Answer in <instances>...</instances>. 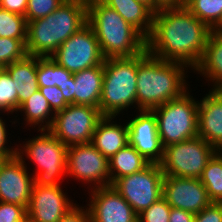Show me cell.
I'll return each mask as SVG.
<instances>
[{
	"instance_id": "1",
	"label": "cell",
	"mask_w": 222,
	"mask_h": 222,
	"mask_svg": "<svg viewBox=\"0 0 222 222\" xmlns=\"http://www.w3.org/2000/svg\"><path fill=\"white\" fill-rule=\"evenodd\" d=\"M211 29L185 6L154 13L146 50L156 58L180 62L193 70L201 61Z\"/></svg>"
},
{
	"instance_id": "2",
	"label": "cell",
	"mask_w": 222,
	"mask_h": 222,
	"mask_svg": "<svg viewBox=\"0 0 222 222\" xmlns=\"http://www.w3.org/2000/svg\"><path fill=\"white\" fill-rule=\"evenodd\" d=\"M188 68L183 63L165 61L148 53L138 63L134 108L152 110L181 97L189 88L185 79L188 77L186 75Z\"/></svg>"
},
{
	"instance_id": "3",
	"label": "cell",
	"mask_w": 222,
	"mask_h": 222,
	"mask_svg": "<svg viewBox=\"0 0 222 222\" xmlns=\"http://www.w3.org/2000/svg\"><path fill=\"white\" fill-rule=\"evenodd\" d=\"M87 23V2L66 0L44 18L27 22L26 51L30 56L51 55Z\"/></svg>"
},
{
	"instance_id": "4",
	"label": "cell",
	"mask_w": 222,
	"mask_h": 222,
	"mask_svg": "<svg viewBox=\"0 0 222 222\" xmlns=\"http://www.w3.org/2000/svg\"><path fill=\"white\" fill-rule=\"evenodd\" d=\"M87 23L105 59L133 57L146 50V38L101 0L87 3Z\"/></svg>"
},
{
	"instance_id": "5",
	"label": "cell",
	"mask_w": 222,
	"mask_h": 222,
	"mask_svg": "<svg viewBox=\"0 0 222 222\" xmlns=\"http://www.w3.org/2000/svg\"><path fill=\"white\" fill-rule=\"evenodd\" d=\"M148 51L133 56L104 60V77L99 110L103 116H118L136 104L137 67Z\"/></svg>"
},
{
	"instance_id": "6",
	"label": "cell",
	"mask_w": 222,
	"mask_h": 222,
	"mask_svg": "<svg viewBox=\"0 0 222 222\" xmlns=\"http://www.w3.org/2000/svg\"><path fill=\"white\" fill-rule=\"evenodd\" d=\"M33 136L17 146V156H26L36 167L33 173L34 185L58 186L67 174V146L53 136L48 130H39ZM20 147V148H19Z\"/></svg>"
},
{
	"instance_id": "7",
	"label": "cell",
	"mask_w": 222,
	"mask_h": 222,
	"mask_svg": "<svg viewBox=\"0 0 222 222\" xmlns=\"http://www.w3.org/2000/svg\"><path fill=\"white\" fill-rule=\"evenodd\" d=\"M198 103L188 90L152 109L163 147L198 136Z\"/></svg>"
},
{
	"instance_id": "8",
	"label": "cell",
	"mask_w": 222,
	"mask_h": 222,
	"mask_svg": "<svg viewBox=\"0 0 222 222\" xmlns=\"http://www.w3.org/2000/svg\"><path fill=\"white\" fill-rule=\"evenodd\" d=\"M216 151L202 137L196 136L164 147L160 166L164 176L200 178Z\"/></svg>"
},
{
	"instance_id": "9",
	"label": "cell",
	"mask_w": 222,
	"mask_h": 222,
	"mask_svg": "<svg viewBox=\"0 0 222 222\" xmlns=\"http://www.w3.org/2000/svg\"><path fill=\"white\" fill-rule=\"evenodd\" d=\"M102 117L98 107L69 104L55 113L48 131L67 147L89 143Z\"/></svg>"
},
{
	"instance_id": "10",
	"label": "cell",
	"mask_w": 222,
	"mask_h": 222,
	"mask_svg": "<svg viewBox=\"0 0 222 222\" xmlns=\"http://www.w3.org/2000/svg\"><path fill=\"white\" fill-rule=\"evenodd\" d=\"M163 178L160 164L150 163L141 171L118 178L112 186L140 214L163 197Z\"/></svg>"
},
{
	"instance_id": "11",
	"label": "cell",
	"mask_w": 222,
	"mask_h": 222,
	"mask_svg": "<svg viewBox=\"0 0 222 222\" xmlns=\"http://www.w3.org/2000/svg\"><path fill=\"white\" fill-rule=\"evenodd\" d=\"M50 58L73 74L99 66L105 60L95 32L88 23L64 41Z\"/></svg>"
},
{
	"instance_id": "12",
	"label": "cell",
	"mask_w": 222,
	"mask_h": 222,
	"mask_svg": "<svg viewBox=\"0 0 222 222\" xmlns=\"http://www.w3.org/2000/svg\"><path fill=\"white\" fill-rule=\"evenodd\" d=\"M68 175L89 184L91 189L110 185L109 160L91 142L70 146L67 148Z\"/></svg>"
},
{
	"instance_id": "13",
	"label": "cell",
	"mask_w": 222,
	"mask_h": 222,
	"mask_svg": "<svg viewBox=\"0 0 222 222\" xmlns=\"http://www.w3.org/2000/svg\"><path fill=\"white\" fill-rule=\"evenodd\" d=\"M138 112L127 122L129 144L150 163L160 164L164 147L158 134L156 116L152 110Z\"/></svg>"
},
{
	"instance_id": "14",
	"label": "cell",
	"mask_w": 222,
	"mask_h": 222,
	"mask_svg": "<svg viewBox=\"0 0 222 222\" xmlns=\"http://www.w3.org/2000/svg\"><path fill=\"white\" fill-rule=\"evenodd\" d=\"M89 190L91 222H138V214L112 185Z\"/></svg>"
},
{
	"instance_id": "15",
	"label": "cell",
	"mask_w": 222,
	"mask_h": 222,
	"mask_svg": "<svg viewBox=\"0 0 222 222\" xmlns=\"http://www.w3.org/2000/svg\"><path fill=\"white\" fill-rule=\"evenodd\" d=\"M33 185V175L27 170L24 156L10 157L2 165L0 169L1 202L15 203L27 209Z\"/></svg>"
},
{
	"instance_id": "16",
	"label": "cell",
	"mask_w": 222,
	"mask_h": 222,
	"mask_svg": "<svg viewBox=\"0 0 222 222\" xmlns=\"http://www.w3.org/2000/svg\"><path fill=\"white\" fill-rule=\"evenodd\" d=\"M163 198L171 207L194 214L212 203L199 178L164 176Z\"/></svg>"
},
{
	"instance_id": "17",
	"label": "cell",
	"mask_w": 222,
	"mask_h": 222,
	"mask_svg": "<svg viewBox=\"0 0 222 222\" xmlns=\"http://www.w3.org/2000/svg\"><path fill=\"white\" fill-rule=\"evenodd\" d=\"M70 200L61 185H33L27 216L35 222H59L77 205Z\"/></svg>"
},
{
	"instance_id": "18",
	"label": "cell",
	"mask_w": 222,
	"mask_h": 222,
	"mask_svg": "<svg viewBox=\"0 0 222 222\" xmlns=\"http://www.w3.org/2000/svg\"><path fill=\"white\" fill-rule=\"evenodd\" d=\"M198 136L222 151V90H209L198 103Z\"/></svg>"
},
{
	"instance_id": "19",
	"label": "cell",
	"mask_w": 222,
	"mask_h": 222,
	"mask_svg": "<svg viewBox=\"0 0 222 222\" xmlns=\"http://www.w3.org/2000/svg\"><path fill=\"white\" fill-rule=\"evenodd\" d=\"M114 118L115 116H103L97 123L91 141L93 146L108 160L129 144L127 122L125 125H119Z\"/></svg>"
},
{
	"instance_id": "20",
	"label": "cell",
	"mask_w": 222,
	"mask_h": 222,
	"mask_svg": "<svg viewBox=\"0 0 222 222\" xmlns=\"http://www.w3.org/2000/svg\"><path fill=\"white\" fill-rule=\"evenodd\" d=\"M73 77V104L99 108L104 77L103 64L76 72Z\"/></svg>"
},
{
	"instance_id": "21",
	"label": "cell",
	"mask_w": 222,
	"mask_h": 222,
	"mask_svg": "<svg viewBox=\"0 0 222 222\" xmlns=\"http://www.w3.org/2000/svg\"><path fill=\"white\" fill-rule=\"evenodd\" d=\"M17 90V112L19 107L39 90L37 79V56L27 55L4 67Z\"/></svg>"
},
{
	"instance_id": "22",
	"label": "cell",
	"mask_w": 222,
	"mask_h": 222,
	"mask_svg": "<svg viewBox=\"0 0 222 222\" xmlns=\"http://www.w3.org/2000/svg\"><path fill=\"white\" fill-rule=\"evenodd\" d=\"M193 72L212 81L210 90H222V32L211 31L201 61Z\"/></svg>"
},
{
	"instance_id": "23",
	"label": "cell",
	"mask_w": 222,
	"mask_h": 222,
	"mask_svg": "<svg viewBox=\"0 0 222 222\" xmlns=\"http://www.w3.org/2000/svg\"><path fill=\"white\" fill-rule=\"evenodd\" d=\"M118 14L145 38L152 31L154 12L138 0H101Z\"/></svg>"
},
{
	"instance_id": "24",
	"label": "cell",
	"mask_w": 222,
	"mask_h": 222,
	"mask_svg": "<svg viewBox=\"0 0 222 222\" xmlns=\"http://www.w3.org/2000/svg\"><path fill=\"white\" fill-rule=\"evenodd\" d=\"M149 164L132 145L127 144L109 160L110 185L120 177L143 170Z\"/></svg>"
},
{
	"instance_id": "25",
	"label": "cell",
	"mask_w": 222,
	"mask_h": 222,
	"mask_svg": "<svg viewBox=\"0 0 222 222\" xmlns=\"http://www.w3.org/2000/svg\"><path fill=\"white\" fill-rule=\"evenodd\" d=\"M23 111L25 123L39 130H48L53 122L55 113L46 98L38 90L27 99L18 109ZM54 114V115H53ZM50 116V117H49Z\"/></svg>"
},
{
	"instance_id": "26",
	"label": "cell",
	"mask_w": 222,
	"mask_h": 222,
	"mask_svg": "<svg viewBox=\"0 0 222 222\" xmlns=\"http://www.w3.org/2000/svg\"><path fill=\"white\" fill-rule=\"evenodd\" d=\"M212 202L222 203V151H216L209 159L199 178Z\"/></svg>"
},
{
	"instance_id": "27",
	"label": "cell",
	"mask_w": 222,
	"mask_h": 222,
	"mask_svg": "<svg viewBox=\"0 0 222 222\" xmlns=\"http://www.w3.org/2000/svg\"><path fill=\"white\" fill-rule=\"evenodd\" d=\"M73 76L64 67L58 65L50 57L37 56L38 87H61Z\"/></svg>"
},
{
	"instance_id": "28",
	"label": "cell",
	"mask_w": 222,
	"mask_h": 222,
	"mask_svg": "<svg viewBox=\"0 0 222 222\" xmlns=\"http://www.w3.org/2000/svg\"><path fill=\"white\" fill-rule=\"evenodd\" d=\"M184 6L211 30L220 22L222 0H185Z\"/></svg>"
},
{
	"instance_id": "29",
	"label": "cell",
	"mask_w": 222,
	"mask_h": 222,
	"mask_svg": "<svg viewBox=\"0 0 222 222\" xmlns=\"http://www.w3.org/2000/svg\"><path fill=\"white\" fill-rule=\"evenodd\" d=\"M0 37L27 39L26 18L0 8Z\"/></svg>"
},
{
	"instance_id": "30",
	"label": "cell",
	"mask_w": 222,
	"mask_h": 222,
	"mask_svg": "<svg viewBox=\"0 0 222 222\" xmlns=\"http://www.w3.org/2000/svg\"><path fill=\"white\" fill-rule=\"evenodd\" d=\"M26 40L0 37V65L5 67L24 59L28 55Z\"/></svg>"
},
{
	"instance_id": "31",
	"label": "cell",
	"mask_w": 222,
	"mask_h": 222,
	"mask_svg": "<svg viewBox=\"0 0 222 222\" xmlns=\"http://www.w3.org/2000/svg\"><path fill=\"white\" fill-rule=\"evenodd\" d=\"M8 72L3 69L0 73V112H17V90Z\"/></svg>"
},
{
	"instance_id": "32",
	"label": "cell",
	"mask_w": 222,
	"mask_h": 222,
	"mask_svg": "<svg viewBox=\"0 0 222 222\" xmlns=\"http://www.w3.org/2000/svg\"><path fill=\"white\" fill-rule=\"evenodd\" d=\"M66 0H28L26 8V21L44 18L55 11Z\"/></svg>"
},
{
	"instance_id": "33",
	"label": "cell",
	"mask_w": 222,
	"mask_h": 222,
	"mask_svg": "<svg viewBox=\"0 0 222 222\" xmlns=\"http://www.w3.org/2000/svg\"><path fill=\"white\" fill-rule=\"evenodd\" d=\"M171 206L162 197L138 214V222H169Z\"/></svg>"
},
{
	"instance_id": "34",
	"label": "cell",
	"mask_w": 222,
	"mask_h": 222,
	"mask_svg": "<svg viewBox=\"0 0 222 222\" xmlns=\"http://www.w3.org/2000/svg\"><path fill=\"white\" fill-rule=\"evenodd\" d=\"M27 209L15 203L0 201V222H24Z\"/></svg>"
},
{
	"instance_id": "35",
	"label": "cell",
	"mask_w": 222,
	"mask_h": 222,
	"mask_svg": "<svg viewBox=\"0 0 222 222\" xmlns=\"http://www.w3.org/2000/svg\"><path fill=\"white\" fill-rule=\"evenodd\" d=\"M39 91L46 98L50 107L56 113L59 110L66 108L69 104L64 100L62 91L57 86L54 87H39Z\"/></svg>"
},
{
	"instance_id": "36",
	"label": "cell",
	"mask_w": 222,
	"mask_h": 222,
	"mask_svg": "<svg viewBox=\"0 0 222 222\" xmlns=\"http://www.w3.org/2000/svg\"><path fill=\"white\" fill-rule=\"evenodd\" d=\"M194 222H222V203L212 202L195 214Z\"/></svg>"
},
{
	"instance_id": "37",
	"label": "cell",
	"mask_w": 222,
	"mask_h": 222,
	"mask_svg": "<svg viewBox=\"0 0 222 222\" xmlns=\"http://www.w3.org/2000/svg\"><path fill=\"white\" fill-rule=\"evenodd\" d=\"M59 222H91L87 206L80 207L77 204L66 215H64Z\"/></svg>"
},
{
	"instance_id": "38",
	"label": "cell",
	"mask_w": 222,
	"mask_h": 222,
	"mask_svg": "<svg viewBox=\"0 0 222 222\" xmlns=\"http://www.w3.org/2000/svg\"><path fill=\"white\" fill-rule=\"evenodd\" d=\"M27 2L28 0H0V8L25 17Z\"/></svg>"
},
{
	"instance_id": "39",
	"label": "cell",
	"mask_w": 222,
	"mask_h": 222,
	"mask_svg": "<svg viewBox=\"0 0 222 222\" xmlns=\"http://www.w3.org/2000/svg\"><path fill=\"white\" fill-rule=\"evenodd\" d=\"M3 112H0V115ZM5 120H3L2 117H0V154H16L17 153V147H11L8 146L7 141V127H6ZM11 147V148H10Z\"/></svg>"
},
{
	"instance_id": "40",
	"label": "cell",
	"mask_w": 222,
	"mask_h": 222,
	"mask_svg": "<svg viewBox=\"0 0 222 222\" xmlns=\"http://www.w3.org/2000/svg\"><path fill=\"white\" fill-rule=\"evenodd\" d=\"M194 219V213L171 207L169 222H194Z\"/></svg>"
},
{
	"instance_id": "41",
	"label": "cell",
	"mask_w": 222,
	"mask_h": 222,
	"mask_svg": "<svg viewBox=\"0 0 222 222\" xmlns=\"http://www.w3.org/2000/svg\"><path fill=\"white\" fill-rule=\"evenodd\" d=\"M184 4L185 0H153V12L163 8L181 7Z\"/></svg>"
},
{
	"instance_id": "42",
	"label": "cell",
	"mask_w": 222,
	"mask_h": 222,
	"mask_svg": "<svg viewBox=\"0 0 222 222\" xmlns=\"http://www.w3.org/2000/svg\"><path fill=\"white\" fill-rule=\"evenodd\" d=\"M73 85H74V77L72 76L61 87H59L62 91L64 100L68 104H73Z\"/></svg>"
},
{
	"instance_id": "43",
	"label": "cell",
	"mask_w": 222,
	"mask_h": 222,
	"mask_svg": "<svg viewBox=\"0 0 222 222\" xmlns=\"http://www.w3.org/2000/svg\"><path fill=\"white\" fill-rule=\"evenodd\" d=\"M15 155L16 154H0V169L8 158L13 157Z\"/></svg>"
},
{
	"instance_id": "44",
	"label": "cell",
	"mask_w": 222,
	"mask_h": 222,
	"mask_svg": "<svg viewBox=\"0 0 222 222\" xmlns=\"http://www.w3.org/2000/svg\"><path fill=\"white\" fill-rule=\"evenodd\" d=\"M138 1L147 5L153 11V0H138Z\"/></svg>"
},
{
	"instance_id": "45",
	"label": "cell",
	"mask_w": 222,
	"mask_h": 222,
	"mask_svg": "<svg viewBox=\"0 0 222 222\" xmlns=\"http://www.w3.org/2000/svg\"><path fill=\"white\" fill-rule=\"evenodd\" d=\"M212 30L217 31V32H222V16H221L220 22Z\"/></svg>"
},
{
	"instance_id": "46",
	"label": "cell",
	"mask_w": 222,
	"mask_h": 222,
	"mask_svg": "<svg viewBox=\"0 0 222 222\" xmlns=\"http://www.w3.org/2000/svg\"><path fill=\"white\" fill-rule=\"evenodd\" d=\"M24 222H35L33 221L31 218H29L28 216L25 218Z\"/></svg>"
},
{
	"instance_id": "47",
	"label": "cell",
	"mask_w": 222,
	"mask_h": 222,
	"mask_svg": "<svg viewBox=\"0 0 222 222\" xmlns=\"http://www.w3.org/2000/svg\"><path fill=\"white\" fill-rule=\"evenodd\" d=\"M3 69H4V67L2 65H0V73Z\"/></svg>"
}]
</instances>
